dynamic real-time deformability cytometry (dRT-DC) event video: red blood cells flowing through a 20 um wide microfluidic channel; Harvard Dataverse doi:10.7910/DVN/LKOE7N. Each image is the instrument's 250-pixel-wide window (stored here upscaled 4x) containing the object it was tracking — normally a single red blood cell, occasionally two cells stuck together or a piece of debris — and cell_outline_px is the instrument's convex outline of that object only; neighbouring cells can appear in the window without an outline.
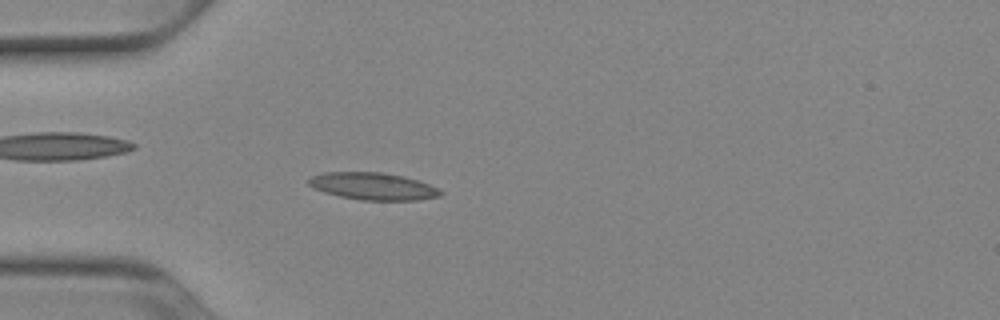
{"species": "Egyptian fruit bat (a non-hibernating species)", "species_latin": "Rousettus aegyptiacus", "temperature_condition": "cold", "stored_images_in_passage": 52, "camera_frame_rate_fps": 3000, "um_per_image_px": 0.085, "animal": {"sex": "female"}, "frame": {"image": 1, "passage_image": 15, "time_ms": 4.667, "image_size_px": [1000, 320], "cell_outline_px": [[444, 192], [440, 196], [416, 200], [360, 200], [340, 196], [324, 192], [312, 188], [308, 184], [308, 180], [312, 176], [324, 172], [380, 172], [404, 176], [440, 188]], "centroid_in_image_um": [31.71, 15.83], "position_along_channel_um": 53.3, "area_um2": 20.92}}
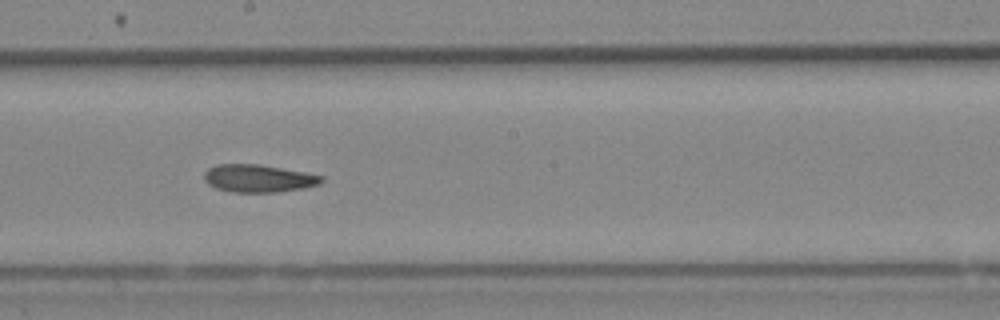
{"frame": {"image": 2, "passage_image": 29, "time_ms": 9.333, "image_size_px": [1000, 320], "cell_outline_px": [[324, 180], [320, 184], [304, 188], [276, 192], [232, 192], [216, 188], [208, 184], [204, 180], [204, 172], [208, 168], [216, 164], [260, 164], [304, 172], [324, 176]], "centroid_in_image_um": [21.96, 15.16], "position_along_channel_um": 226.2, "area_um2": 19.02}}
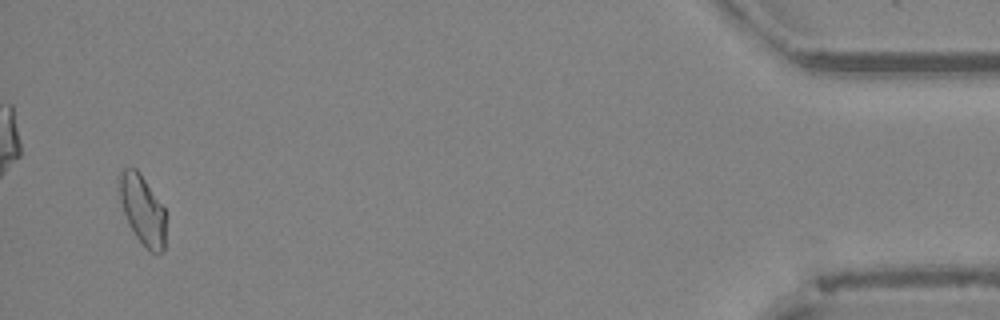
{"frame": {"image": 3, "passage_image": 50, "time_ms": 16.333, "image_size_px": [1000, 320], "cell_outline_px": [[164, 252], [148, 252], [136, 236], [128, 224], [120, 200], [120, 172], [124, 168], [136, 168], [140, 172], [164, 208]], "centroid_in_image_um": [12.11, 17.85], "position_along_channel_um": 423.1, "area_um2": 18.5}, "authors_computed_cell_mechanics": {"area_um2": 19.0162, "velocity_mm_per_s": 3.9169, "shape_relaxation_time_tau1_ms": 7.8441, "shape_relaxation_time_tau2_ms": 4.9463, "deformation_change_tau1": 0.1596, "deformation_change_tau2": 0.1206}}